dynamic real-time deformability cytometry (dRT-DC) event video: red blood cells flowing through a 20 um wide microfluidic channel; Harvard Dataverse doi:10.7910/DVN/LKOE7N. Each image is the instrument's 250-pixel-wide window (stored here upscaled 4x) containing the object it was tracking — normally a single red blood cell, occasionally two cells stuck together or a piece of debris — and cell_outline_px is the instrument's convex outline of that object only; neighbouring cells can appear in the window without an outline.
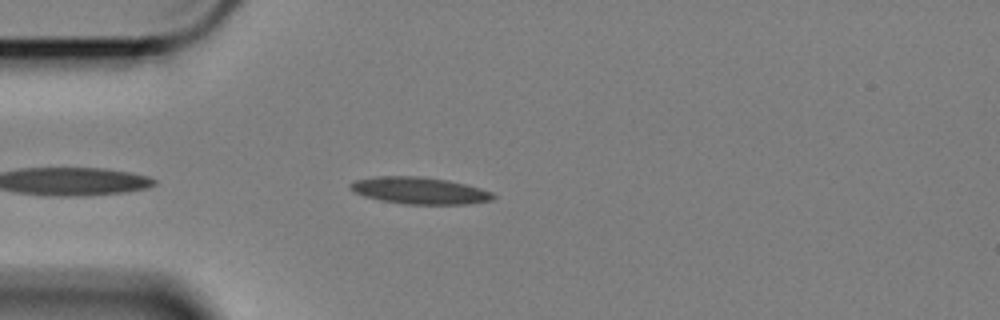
{"species": "Egyptian fruit bat (a non-hibernating species)", "species_latin": "Rousettus aegyptiacus", "temperature_condition": "cold", "stored_images_in_passage": 36, "camera_frame_rate_fps": 3000, "um_per_image_px": 0.085, "animal": {"sex": "female"}, "frame": {"image": 1, "passage_image": 5, "time_ms": 1.333, "image_size_px": [1000, 320], "cell_outline_px": [[496, 196], [492, 200], [468, 204], [404, 204], [380, 200], [364, 196], [352, 192], [348, 188], [348, 184], [356, 180], [376, 176], [420, 176], [444, 180], [464, 184], [492, 192]], "centroid_in_image_um": [35.6, 16.2], "position_along_channel_um": 49.4, "area_um2": 22.31}}
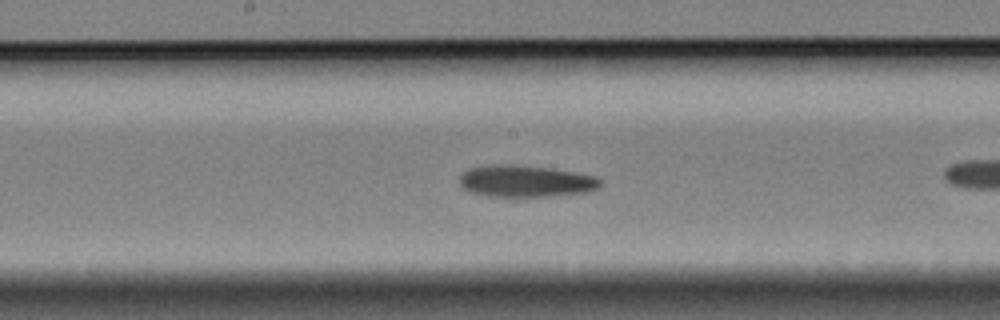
{"frame": {"image": 2, "passage_image": 16, "time_ms": 5.0, "image_size_px": [1000, 320], "cell_outline_px": [[604, 184], [600, 188], [588, 192], [548, 196], [488, 196], [472, 192], [464, 188], [460, 184], [460, 176], [468, 168], [492, 164], [512, 164], [552, 168], [576, 172], [596, 176], [604, 180]], "centroid_in_image_um": [44.76, 15.38], "position_along_channel_um": 203.4, "area_um2": 26.36}}
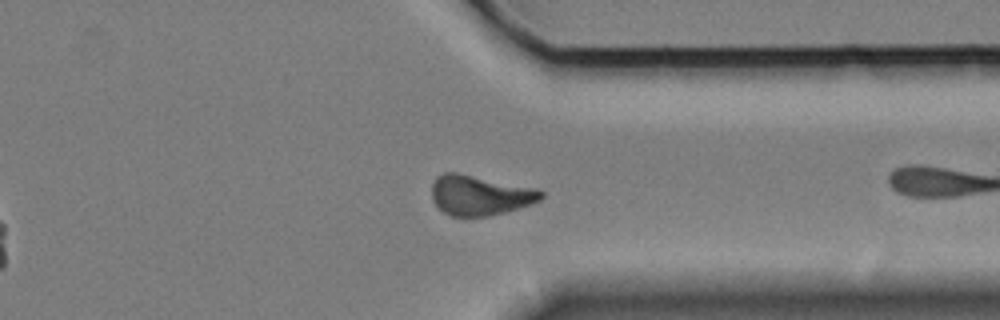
{"frame": {"image": 3, "passage_image": 31, "time_ms": 10.0, "image_size_px": [1000, 320], "cell_outline_px": [[544, 196], [540, 200], [532, 204], [504, 212], [488, 216], [452, 216], [444, 212], [432, 200], [432, 184], [436, 176], [444, 172], [456, 172], [544, 192]], "centroid_in_image_um": [40.71, 16.61], "position_along_channel_um": 370.7, "area_um2": 24.74}, "authors_computed_cell_mechanics": {"area_um2": 24.9696, "velocity_mm_per_s": 3.3715, "shape_relaxation_time_tau1_ms": 3.4228, "shape_relaxation_time_tau2_ms": null, "deformation_change_tau1": 0.1087, "deformation_change_tau2": null}}